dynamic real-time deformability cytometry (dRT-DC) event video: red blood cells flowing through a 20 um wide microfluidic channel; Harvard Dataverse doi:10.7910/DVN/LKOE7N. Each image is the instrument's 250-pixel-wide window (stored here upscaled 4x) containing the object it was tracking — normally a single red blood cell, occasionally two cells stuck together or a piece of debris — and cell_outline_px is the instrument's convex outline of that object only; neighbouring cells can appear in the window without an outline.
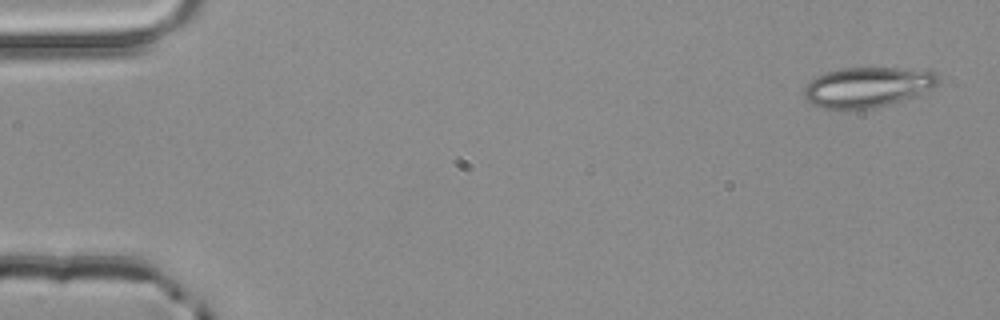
{"species": "common noctule bat (a hibernating species)", "species_latin": "Nyctalus noctula", "temperature_condition": "room temperature", "stored_images_in_passage": 3, "camera_frame_rate_fps": 3000, "um_per_image_px": 0.085, "animal": {"sex": "male", "body_mass_g": 20.4}, "frame": {"image": 1, "passage_image": 1, "time_ms": 0.0, "image_size_px": [1000, 320], "cell_outline_px": [[940, 84], [916, 96], [888, 104], [872, 108], [840, 112], [824, 108], [812, 104], [804, 96], [804, 84], [816, 76], [824, 72], [840, 68], [912, 68], [936, 72], [940, 80]], "centroid_in_image_um": [73.71, 7.42], "position_along_channel_um": 11.3, "area_um2": 32.19}}